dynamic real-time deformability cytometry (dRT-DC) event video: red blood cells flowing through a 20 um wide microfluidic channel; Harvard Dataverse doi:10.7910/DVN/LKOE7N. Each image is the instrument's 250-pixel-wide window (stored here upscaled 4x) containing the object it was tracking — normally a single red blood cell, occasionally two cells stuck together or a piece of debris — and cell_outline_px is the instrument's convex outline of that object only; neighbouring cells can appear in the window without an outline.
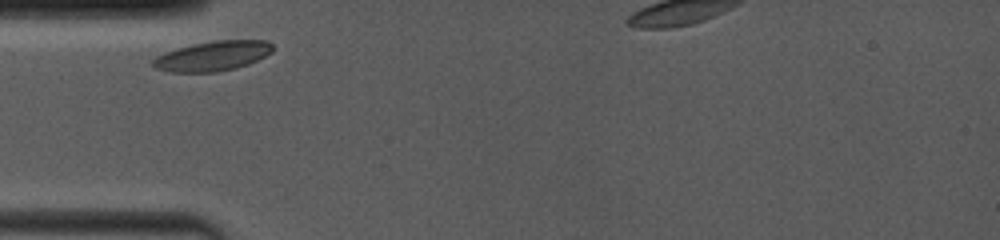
{"species": "common noctule bat (a hibernating species)", "species_latin": "Nyctalus noctula", "temperature_condition": "room temperature", "stored_images_in_passage": 20, "camera_frame_rate_fps": 4000, "um_per_image_px": 0.085, "animal": {"sex": "female", "body_mass_g": 19.0, "forearm_length_mm": 53.3}, "frame": {"image": 1, "passage_image": 1, "time_ms": 0.0, "image_size_px": [1000, 240], "cell_outline_px": [[272, 52], [248, 64], [236, 68], [220, 72], [168, 72], [152, 68], [152, 60], [156, 56], [164, 52], [176, 48], [192, 44], [216, 40], [264, 40], [272, 44]], "centroid_in_image_um": [18.01, 4.77], "position_along_channel_um": 67.0, "area_um2": 20.98}}
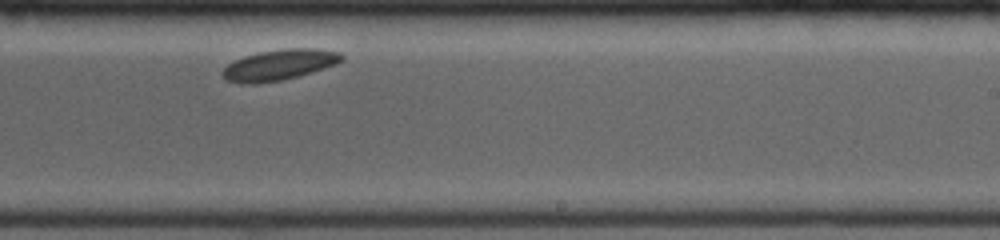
{"frame": {"image": 2, "passage_image": 12, "time_ms": 5.5, "image_size_px": [1000, 240], "cell_outline_px": [[344, 60], [336, 64], [312, 72], [280, 80], [256, 84], [244, 84], [228, 80], [220, 76], [220, 72], [228, 64], [244, 56], [260, 52], [284, 48], [320, 48], [340, 52], [344, 56]], "centroid_in_image_um": [23.75, 5.5], "position_along_channel_um": 265.3, "area_um2": 21.39}}
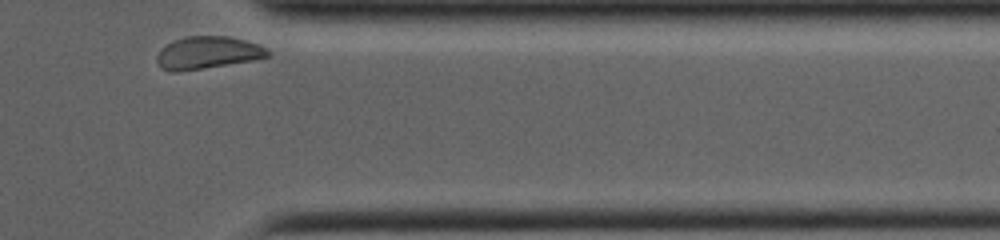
{"frame": {"image": 3, "passage_image": 20, "time_ms": 9.0, "image_size_px": [1000, 240], "cell_outline_px": [[272, 52], [268, 56], [252, 60], [176, 72], [172, 72], [160, 68], [156, 60], [156, 56], [172, 40], [188, 36], [228, 36], [260, 44], [268, 48]], "centroid_in_image_um": [17.67, 4.47], "position_along_channel_um": 393.7, "area_um2": 20.81}}